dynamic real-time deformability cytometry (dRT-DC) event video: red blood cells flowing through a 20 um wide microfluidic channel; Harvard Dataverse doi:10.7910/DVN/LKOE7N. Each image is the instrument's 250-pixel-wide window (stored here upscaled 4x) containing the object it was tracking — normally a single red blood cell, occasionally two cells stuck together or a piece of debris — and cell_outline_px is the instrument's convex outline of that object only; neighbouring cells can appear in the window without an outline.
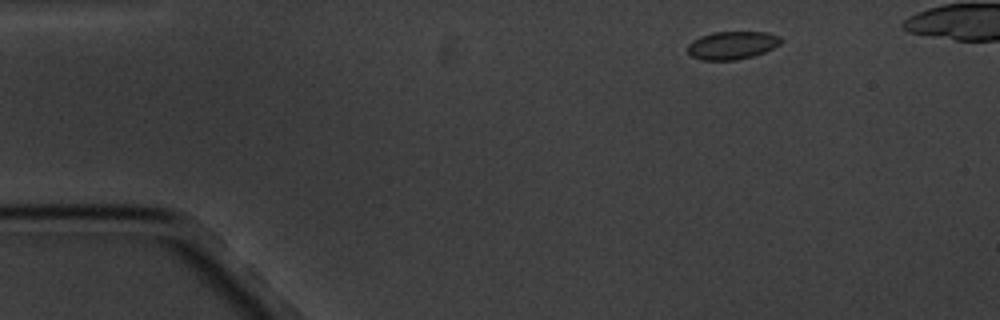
{"species": "common noctule bat (a hibernating species)", "species_latin": "Nyctalus noctula", "temperature_condition": "cold", "stored_images_in_passage": 11, "camera_frame_rate_fps": 3000, "um_per_image_px": 0.085, "animal": {"sex": "male", "body_mass_g": 20.1, "forearm_length_mm": 53.5}, "frame": {"image": 1, "passage_image": 2, "time_ms": 1.0, "image_size_px": [1000, 320], "cell_outline_px": [[780, 44], [764, 52], [752, 56], [736, 60], [700, 60], [692, 56], [688, 52], [688, 44], [692, 40], [700, 36], [712, 32], [768, 32], [780, 36]], "centroid_in_image_um": [62.2, 3.84], "position_along_channel_um": 22.8, "area_um2": 15.2}}
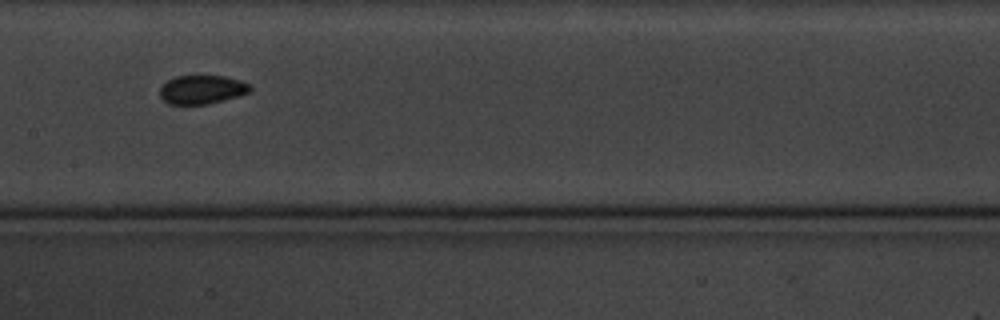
{"frame": {"image": 2, "passage_image": 8, "time_ms": 8.0, "image_size_px": [1000, 320], "cell_outline_px": [[252, 88], [248, 92], [240, 96], [208, 104], [168, 104], [160, 96], [160, 88], [168, 80], [176, 76], [224, 76], [240, 80], [252, 84]], "centroid_in_image_um": [17.2, 7.61], "position_along_channel_um": 190.2, "area_um2": 15.14}}
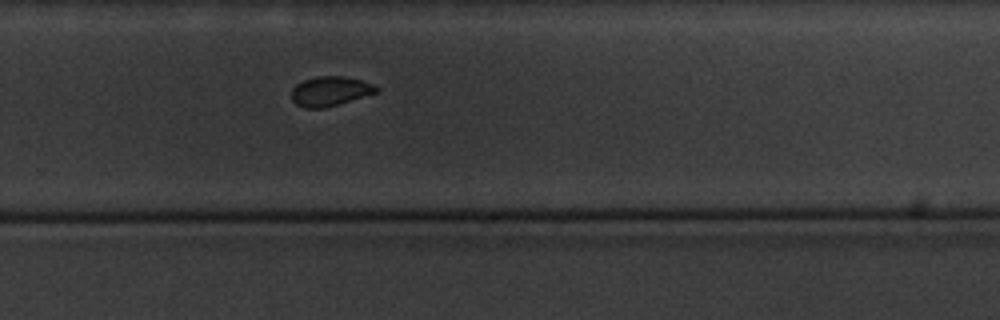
{"frame": {"image": 3, "passage_image": 11, "time_ms": 11.333, "image_size_px": [1000, 320], "cell_outline_px": [[380, 88], [376, 92], [324, 108], [304, 108], [296, 104], [292, 100], [292, 88], [296, 84], [304, 80], [316, 76], [344, 76], [360, 80], [372, 84]], "centroid_in_image_um": [28.02, 7.74], "position_along_channel_um": 301.8, "area_um2": 14.39}}